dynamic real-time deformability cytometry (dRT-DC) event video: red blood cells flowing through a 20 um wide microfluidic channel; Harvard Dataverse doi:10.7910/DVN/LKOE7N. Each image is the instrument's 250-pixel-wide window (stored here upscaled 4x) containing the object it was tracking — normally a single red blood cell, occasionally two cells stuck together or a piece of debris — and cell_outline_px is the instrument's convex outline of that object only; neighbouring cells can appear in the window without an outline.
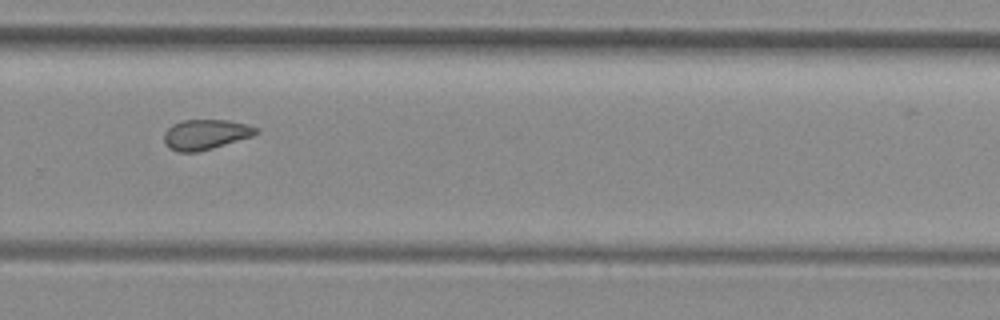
{"species": "common noctule bat (a hibernating species)", "species_latin": "Nyctalus noctula", "temperature_condition": "room temperature", "stored_images_in_passage": 27, "camera_frame_rate_fps": 3000, "um_per_image_px": 0.085, "animal": {"sex": "female", "body_mass_g": 29.2, "forearm_length_mm": 56.3}, "frame": {"image": 1, "passage_image": 19, "time_ms": 6.0, "image_size_px": [1000, 320], "cell_outline_px": [[260, 132], [252, 136], [212, 148], [196, 152], [176, 152], [168, 148], [164, 140], [164, 132], [172, 124], [184, 120], [228, 120], [244, 124], [256, 128]], "centroid_in_image_um": [17.43, 11.43], "position_along_channel_um": 312.4, "area_um2": 16.01}}
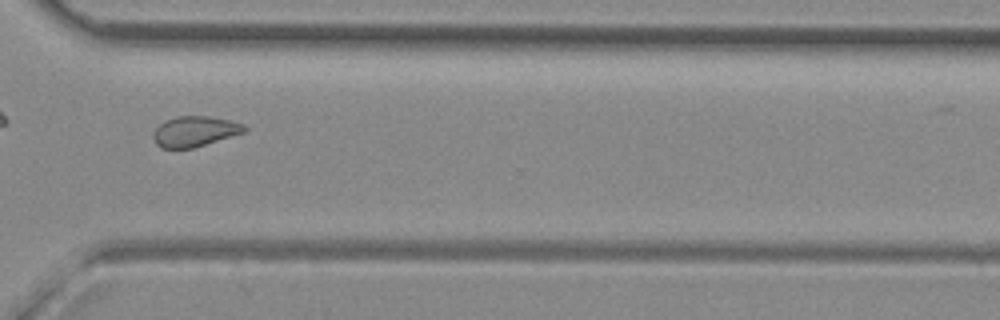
{"frame": {"image": 2, "passage_image": 22, "time_ms": 7.0, "image_size_px": [1000, 320], "cell_outline_px": [[248, 128], [244, 132], [192, 148], [160, 148], [156, 144], [152, 136], [156, 128], [164, 120], [176, 116], [208, 116], [228, 120], [244, 124]], "centroid_in_image_um": [16.52, 11.16], "position_along_channel_um": 354.1, "area_um2": 16.01}}